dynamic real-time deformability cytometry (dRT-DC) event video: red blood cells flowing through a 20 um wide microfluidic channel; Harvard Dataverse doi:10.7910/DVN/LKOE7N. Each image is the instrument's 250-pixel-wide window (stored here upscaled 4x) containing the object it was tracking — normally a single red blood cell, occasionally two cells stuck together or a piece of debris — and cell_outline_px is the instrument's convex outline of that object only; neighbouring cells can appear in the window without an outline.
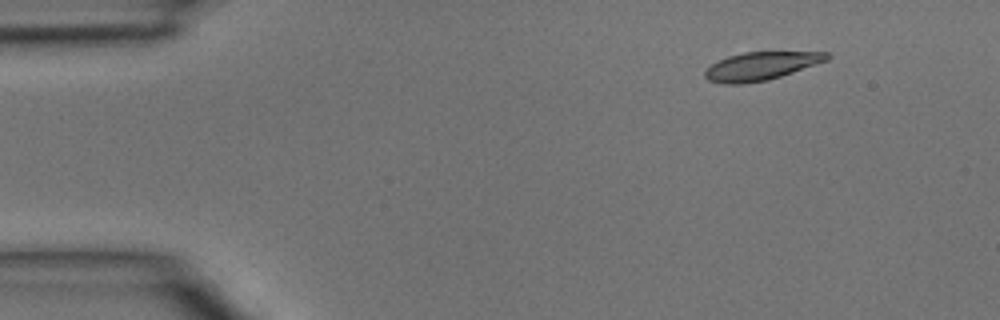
{"species": "common noctule bat (a hibernating species)", "species_latin": "Nyctalus noctula", "temperature_condition": "room temperature", "stored_images_in_passage": 4, "camera_frame_rate_fps": 3000, "um_per_image_px": 0.085, "animal": {"sex": "male", "body_mass_g": 15.6}, "frame": {"image": 1, "passage_image": 2, "time_ms": 0.333, "image_size_px": [1000, 320], "cell_outline_px": [[832, 56], [828, 60], [768, 80], [744, 84], [724, 84], [708, 80], [704, 76], [704, 72], [712, 64], [728, 56], [744, 52], [828, 52]], "centroid_in_image_um": [64.68, 5.62], "position_along_channel_um": 20.3, "area_um2": 19.88}}